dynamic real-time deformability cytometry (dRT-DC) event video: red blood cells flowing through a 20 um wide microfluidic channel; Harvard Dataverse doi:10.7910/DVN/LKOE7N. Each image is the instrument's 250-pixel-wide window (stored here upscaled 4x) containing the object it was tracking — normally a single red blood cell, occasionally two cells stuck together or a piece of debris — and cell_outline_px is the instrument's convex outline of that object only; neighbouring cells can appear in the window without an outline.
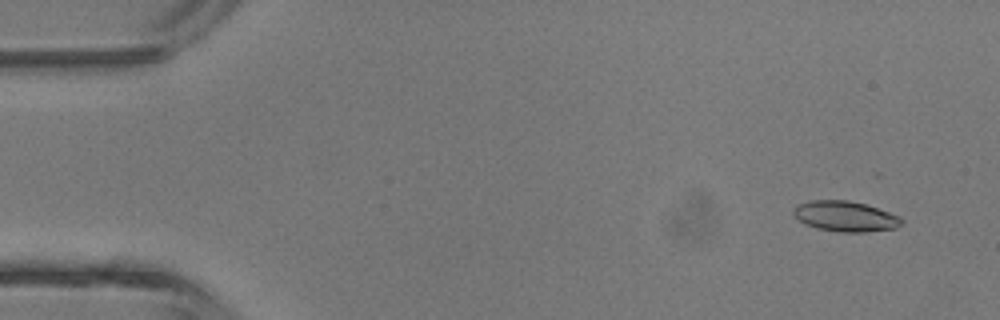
{"species": "common noctule bat (a hibernating species)", "species_latin": "Nyctalus noctula", "temperature_condition": "room temperature", "stored_images_in_passage": 44, "camera_frame_rate_fps": 3000, "um_per_image_px": 0.085, "animal": {"sex": "male", "body_mass_g": 13.3}, "frame": {"image": 1, "passage_image": 3, "time_ms": 0.667, "image_size_px": [1000, 320], "cell_outline_px": [[904, 224], [896, 228], [864, 232], [836, 232], [816, 228], [804, 224], [792, 212], [792, 208], [796, 204], [812, 200], [848, 200], [864, 204], [900, 216], [904, 220]], "centroid_in_image_um": [71.84, 18.39], "position_along_channel_um": 13.2, "area_um2": 19.31}}
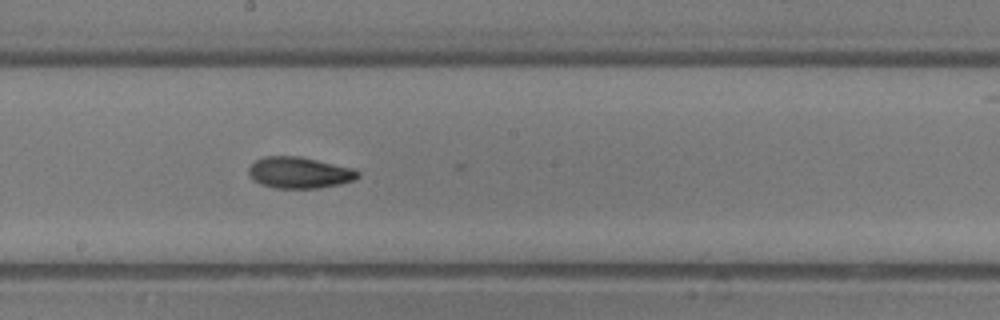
{"frame": {"image": 2, "passage_image": 24, "time_ms": 7.667, "image_size_px": [1000, 320], "cell_outline_px": [[360, 176], [352, 180], [340, 184], [316, 188], [276, 188], [260, 184], [248, 172], [248, 168], [256, 160], [264, 156], [300, 156], [356, 168], [360, 172]], "centroid_in_image_um": [25.49, 14.66], "position_along_channel_um": 222.7, "area_um2": 19.94}}
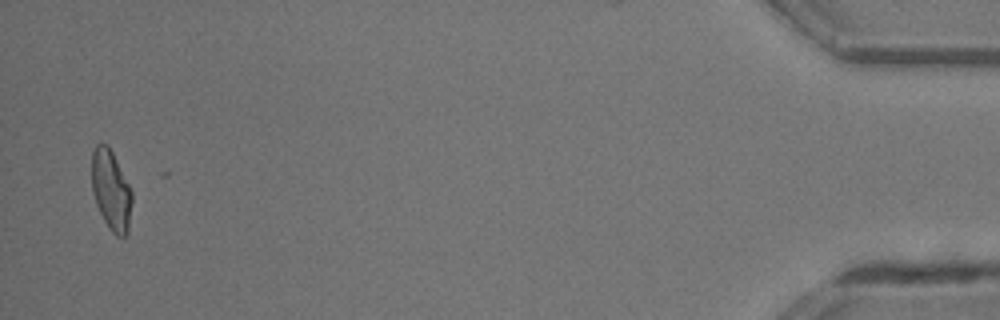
{"frame": {"image": 3, "passage_image": 43, "time_ms": 14.0, "image_size_px": [1000, 320], "cell_outline_px": [[132, 200], [128, 232], [124, 236], [116, 236], [108, 228], [96, 204], [92, 192], [92, 152], [96, 144], [108, 144], [132, 192]], "centroid_in_image_um": [9.43, 16.19], "position_along_channel_um": 425.8, "area_um2": 18.61}, "authors_computed_cell_mechanics": {"area_um2": 19.3052, "velocity_mm_per_s": 4.6697, "shape_relaxation_time_tau1_ms": null, "shape_relaxation_time_tau2_ms": 3.2826, "deformation_change_tau1": null, "deformation_change_tau2": 0.0879}}